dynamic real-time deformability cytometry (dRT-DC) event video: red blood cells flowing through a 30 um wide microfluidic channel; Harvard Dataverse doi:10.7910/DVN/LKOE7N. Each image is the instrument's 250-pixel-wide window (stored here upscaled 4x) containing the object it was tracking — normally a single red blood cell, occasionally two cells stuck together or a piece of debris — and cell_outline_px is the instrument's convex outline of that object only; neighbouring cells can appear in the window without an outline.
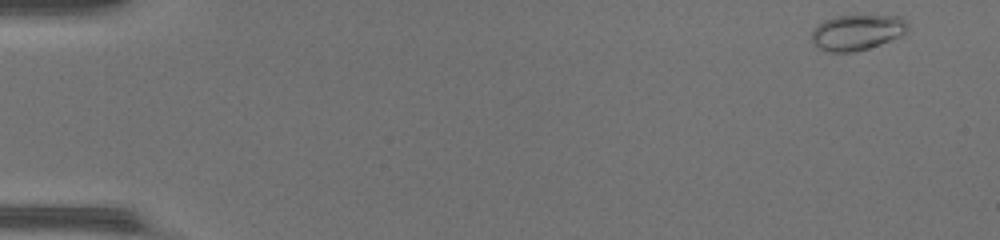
{"species": "common noctule bat (a hibernating species)", "species_latin": "Nyctalus noctula", "temperature_condition": "warm", "stored_images_in_passage": 46, "camera_frame_rate_fps": 3000, "um_per_image_px": 0.085, "animal": {"sex": "female", "body_mass_g": 17.0, "forearm_length_mm": 48.0}, "frame": {"image": 1, "passage_image": 1, "time_ms": 0.0, "image_size_px": [1000, 240], "cell_outline_px": [[908, 28], [900, 36], [880, 44], [868, 48], [852, 52], [828, 52], [820, 48], [812, 40], [812, 32], [824, 20], [836, 16], [900, 16], [908, 24]], "centroid_in_image_um": [72.86, 2.75], "position_along_channel_um": 12.1, "area_um2": 19.48}}
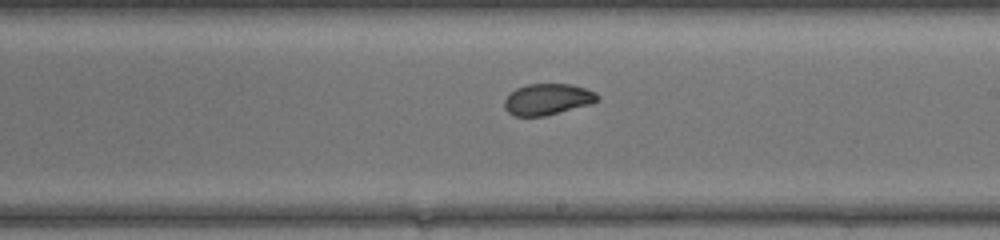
{"frame": {"image": 2, "passage_image": 27, "time_ms": 8.667, "image_size_px": [1000, 240], "cell_outline_px": [[600, 96], [592, 104], [544, 116], [516, 116], [508, 112], [504, 108], [504, 100], [516, 88], [528, 84], [572, 84], [596, 92]], "centroid_in_image_um": [46.55, 8.44], "position_along_channel_um": 242.4, "area_um2": 16.88}}
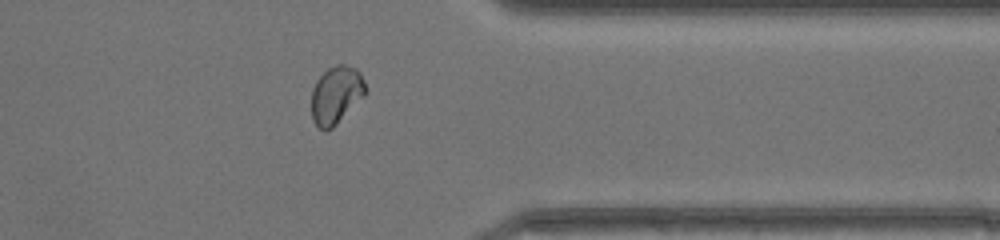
{"frame": {"image": 3, "passage_image": 37, "time_ms": 12.0, "image_size_px": [1000, 240], "cell_outline_px": [[368, 88], [364, 96], [332, 128], [320, 128], [312, 120], [312, 88], [316, 80], [328, 68], [336, 64], [344, 64], [356, 68], [360, 72]], "centroid_in_image_um": [28.59, 8.02], "position_along_channel_um": 382.8, "area_um2": 18.09}, "authors_computed_cell_mechanics": {"area_um2": 18.0625, "velocity_mm_per_s": 4.4275, "shape_relaxation_time_tau1_ms": 6.0307, "shape_relaxation_time_tau2_ms": 0.6012, "deformation_change_tau1": 0.1625, "deformation_change_tau2": 0.0394}}